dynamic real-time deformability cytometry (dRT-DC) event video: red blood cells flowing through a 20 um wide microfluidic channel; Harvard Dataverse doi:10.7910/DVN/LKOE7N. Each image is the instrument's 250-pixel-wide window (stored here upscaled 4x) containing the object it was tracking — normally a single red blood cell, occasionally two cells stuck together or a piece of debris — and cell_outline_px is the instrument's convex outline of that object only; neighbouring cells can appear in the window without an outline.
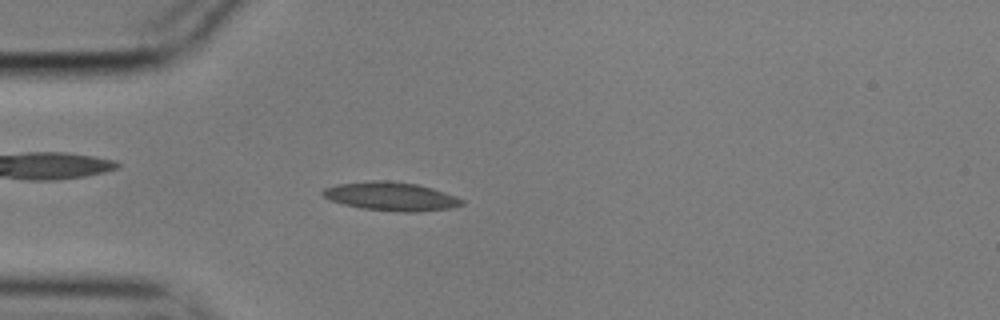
{"species": "common noctule bat (a hibernating species)", "species_latin": "Nyctalus noctula", "temperature_condition": "cold", "stored_images_in_passage": 55, "camera_frame_rate_fps": 3000, "um_per_image_px": 0.085, "animal": {"sex": "male", "body_mass_g": 17.9}, "frame": {"image": 1, "passage_image": 14, "time_ms": 4.333, "image_size_px": [1000, 320], "cell_outline_px": [[464, 204], [452, 208], [420, 212], [400, 212], [360, 208], [344, 204], [332, 200], [324, 196], [320, 192], [324, 188], [336, 184], [372, 180], [388, 180], [416, 184], [432, 188], [456, 196], [464, 200]], "centroid_in_image_um": [33.26, 16.69], "position_along_channel_um": 51.7, "area_um2": 23.29}}
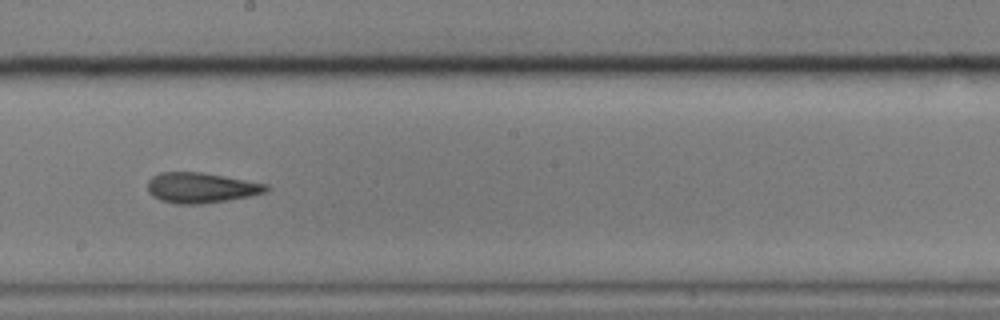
{"frame": {"image": 2, "passage_image": 30, "time_ms": 9.667, "image_size_px": [1000, 320], "cell_outline_px": [[268, 192], [228, 200], [200, 204], [176, 204], [160, 200], [152, 196], [148, 192], [148, 180], [152, 176], [160, 172], [200, 172], [224, 176], [268, 184]], "centroid_in_image_um": [17.06, 15.96], "position_along_channel_um": 231.1, "area_um2": 20.98}}
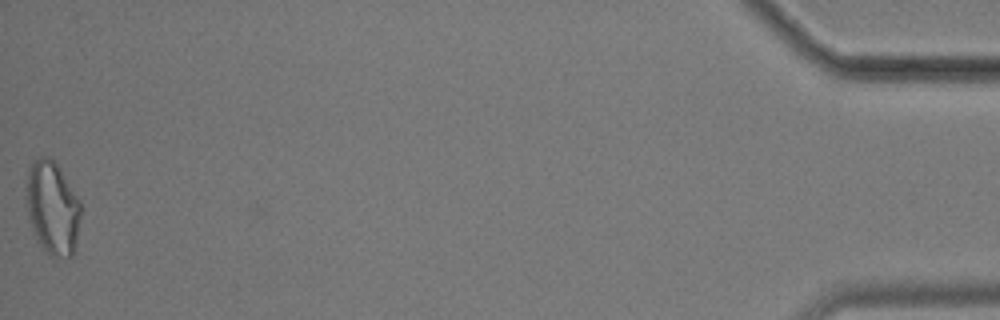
{"frame": {"image": 3, "passage_image": 55, "time_ms": 18.0, "image_size_px": [1000, 320], "cell_outline_px": [[80, 216], [72, 256], [52, 256], [44, 252], [40, 248], [36, 240], [28, 216], [24, 196], [28, 168], [32, 160], [40, 156], [48, 156], [56, 164], [80, 200]], "centroid_in_image_um": [4.39, 17.65], "position_along_channel_um": 430.8, "area_um2": 29.77}, "authors_computed_cell_mechanics": {"area_um2": 21.5594, "velocity_mm_per_s": 3.5241, "shape_relaxation_time_tau1_ms": null, "shape_relaxation_time_tau2_ms": 4.0629, "deformation_change_tau1": null, "deformation_change_tau2": 0.1368}}